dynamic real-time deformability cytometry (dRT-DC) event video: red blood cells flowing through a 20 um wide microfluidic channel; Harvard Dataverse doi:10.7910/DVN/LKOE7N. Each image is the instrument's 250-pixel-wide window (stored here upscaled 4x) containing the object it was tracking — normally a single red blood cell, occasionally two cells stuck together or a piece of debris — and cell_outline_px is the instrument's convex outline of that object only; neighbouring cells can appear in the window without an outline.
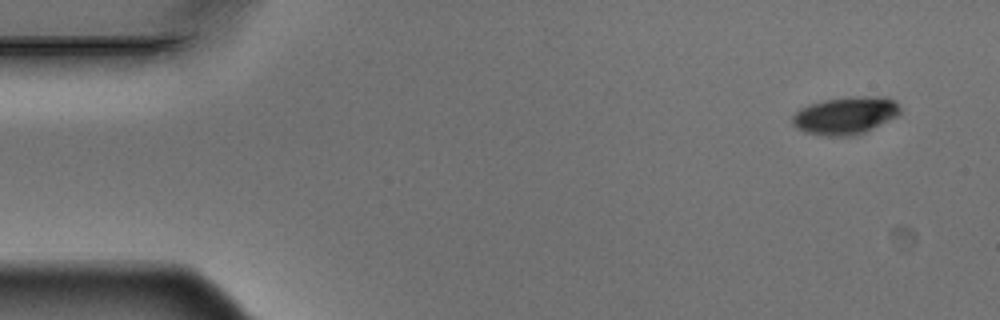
{"species": "Egyptian fruit bat (a non-hibernating species)", "species_latin": "Rousettus aegyptiacus", "temperature_condition": "warm", "stored_images_in_passage": 9, "camera_frame_rate_fps": 3000, "um_per_image_px": 0.085, "animal": {"sex": "male"}, "frame": {"image": 1, "passage_image": 1, "time_ms": 0.0, "image_size_px": [1000, 320], "cell_outline_px": [[900, 112], [896, 116], [864, 132], [852, 136], [828, 136], [804, 132], [796, 128], [792, 124], [792, 116], [800, 108], [808, 104], [824, 100], [848, 96], [888, 96], [896, 100], [900, 108]], "centroid_in_image_um": [71.85, 9.79], "position_along_channel_um": 13.2, "area_um2": 23.76}}
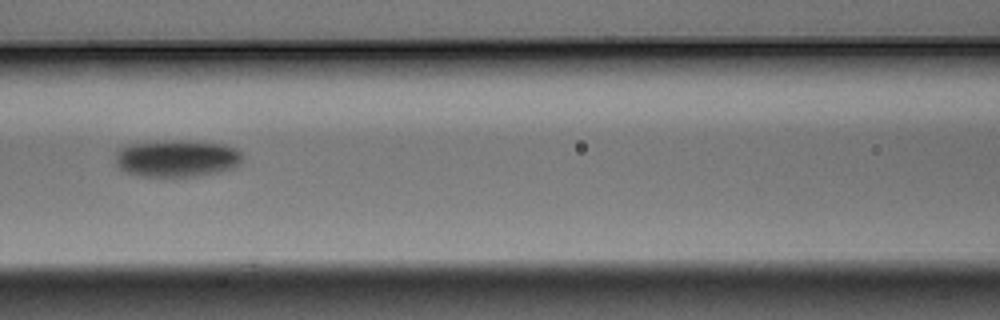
{"frame": {"image": 2, "passage_image": 6, "time_ms": 1.667, "image_size_px": [1000, 320], "cell_outline_px": [[244, 160], [236, 168], [220, 172], [196, 176], [140, 176], [128, 172], [120, 168], [116, 164], [116, 152], [120, 148], [128, 144], [164, 140], [188, 140], [224, 144], [236, 148], [244, 156]], "centroid_in_image_um": [15.09, 13.45], "position_along_channel_um": 151.5, "area_um2": 27.86}}
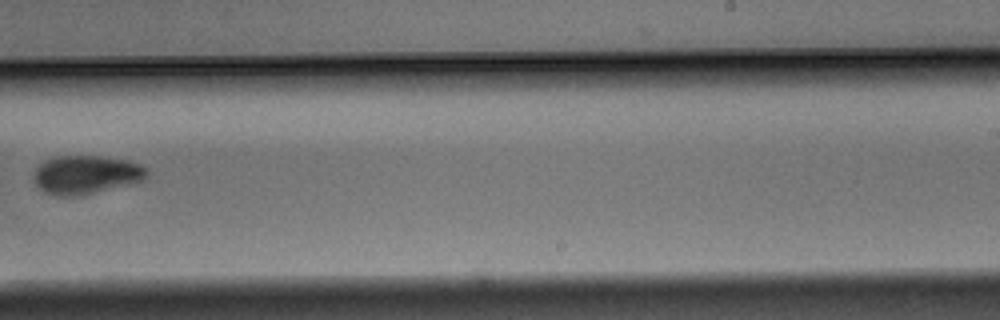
{"frame": {"image": 3, "passage_image": 9, "time_ms": 2.667, "image_size_px": [1000, 320], "cell_outline_px": [[148, 176], [140, 180], [84, 196], [56, 196], [44, 192], [36, 184], [32, 176], [36, 168], [40, 164], [48, 160], [60, 156], [100, 156], [128, 160], [140, 164], [148, 172]], "centroid_in_image_um": [7.28, 14.86], "position_along_channel_um": 281.7, "area_um2": 25.26}}